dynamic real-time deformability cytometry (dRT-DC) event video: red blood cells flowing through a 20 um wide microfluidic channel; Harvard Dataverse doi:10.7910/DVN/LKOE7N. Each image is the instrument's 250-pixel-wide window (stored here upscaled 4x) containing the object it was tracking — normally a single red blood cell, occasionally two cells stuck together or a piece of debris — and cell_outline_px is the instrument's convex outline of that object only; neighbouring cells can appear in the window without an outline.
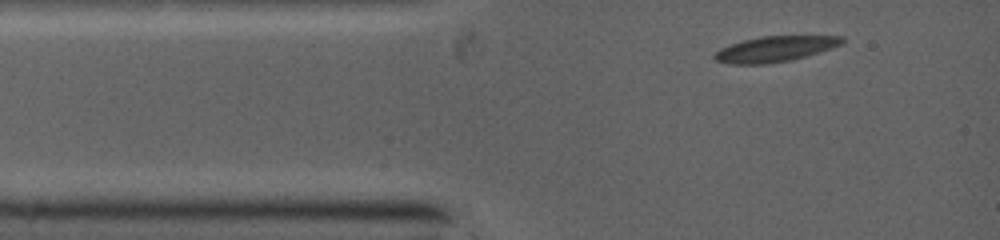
{"species": "common noctule bat (a hibernating species)", "species_latin": "Nyctalus noctula", "temperature_condition": "warm", "stored_images_in_passage": 2, "camera_frame_rate_fps": 5000, "um_per_image_px": 0.085, "animal": {"sex": "female", "body_mass_g": 19.0, "forearm_length_mm": 53.3}, "frame": {"image": 1, "passage_image": 1, "time_ms": 0.0, "image_size_px": [1000, 240], "cell_outline_px": [[844, 40], [840, 44], [832, 48], [804, 56], [788, 60], [764, 64], [732, 64], [716, 60], [712, 56], [720, 48], [744, 40], [764, 36], [840, 36]], "centroid_in_image_um": [65.84, 4.16], "position_along_channel_um": 19.2, "area_um2": 18.5}}